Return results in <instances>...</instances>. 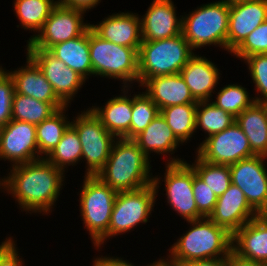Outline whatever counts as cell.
Wrapping results in <instances>:
<instances>
[{
	"mask_svg": "<svg viewBox=\"0 0 267 266\" xmlns=\"http://www.w3.org/2000/svg\"><path fill=\"white\" fill-rule=\"evenodd\" d=\"M1 177V190L14 197L21 211L48 215L56 206L65 182L64 172L46 158L10 167Z\"/></svg>",
	"mask_w": 267,
	"mask_h": 266,
	"instance_id": "obj_1",
	"label": "cell"
},
{
	"mask_svg": "<svg viewBox=\"0 0 267 266\" xmlns=\"http://www.w3.org/2000/svg\"><path fill=\"white\" fill-rule=\"evenodd\" d=\"M186 233L168 249L166 261L179 264L204 259L227 258L232 251V234L209 217L187 221Z\"/></svg>",
	"mask_w": 267,
	"mask_h": 266,
	"instance_id": "obj_2",
	"label": "cell"
},
{
	"mask_svg": "<svg viewBox=\"0 0 267 266\" xmlns=\"http://www.w3.org/2000/svg\"><path fill=\"white\" fill-rule=\"evenodd\" d=\"M150 162L133 139L116 138L96 176L116 192L140 189L153 183Z\"/></svg>",
	"mask_w": 267,
	"mask_h": 266,
	"instance_id": "obj_3",
	"label": "cell"
},
{
	"mask_svg": "<svg viewBox=\"0 0 267 266\" xmlns=\"http://www.w3.org/2000/svg\"><path fill=\"white\" fill-rule=\"evenodd\" d=\"M181 34L154 41L142 40L138 51V87L148 78L181 72L195 54Z\"/></svg>",
	"mask_w": 267,
	"mask_h": 266,
	"instance_id": "obj_4",
	"label": "cell"
},
{
	"mask_svg": "<svg viewBox=\"0 0 267 266\" xmlns=\"http://www.w3.org/2000/svg\"><path fill=\"white\" fill-rule=\"evenodd\" d=\"M229 10L230 3L219 0L182 15V35L194 51L211 45L227 51Z\"/></svg>",
	"mask_w": 267,
	"mask_h": 266,
	"instance_id": "obj_5",
	"label": "cell"
},
{
	"mask_svg": "<svg viewBox=\"0 0 267 266\" xmlns=\"http://www.w3.org/2000/svg\"><path fill=\"white\" fill-rule=\"evenodd\" d=\"M83 186L79 195L80 216L89 232L96 250L108 239V227L115 198L118 194L97 176H83Z\"/></svg>",
	"mask_w": 267,
	"mask_h": 266,
	"instance_id": "obj_6",
	"label": "cell"
},
{
	"mask_svg": "<svg viewBox=\"0 0 267 266\" xmlns=\"http://www.w3.org/2000/svg\"><path fill=\"white\" fill-rule=\"evenodd\" d=\"M89 53L93 77L117 79L128 88L138 84V52L134 48L104 40L89 27Z\"/></svg>",
	"mask_w": 267,
	"mask_h": 266,
	"instance_id": "obj_7",
	"label": "cell"
},
{
	"mask_svg": "<svg viewBox=\"0 0 267 266\" xmlns=\"http://www.w3.org/2000/svg\"><path fill=\"white\" fill-rule=\"evenodd\" d=\"M161 178L153 175V183L150 185L136 190L118 192L108 227V240L116 235L134 231L140 224L149 222L148 218L154 211Z\"/></svg>",
	"mask_w": 267,
	"mask_h": 266,
	"instance_id": "obj_8",
	"label": "cell"
},
{
	"mask_svg": "<svg viewBox=\"0 0 267 266\" xmlns=\"http://www.w3.org/2000/svg\"><path fill=\"white\" fill-rule=\"evenodd\" d=\"M74 118L71 126L78 133L81 142L82 161L86 162L85 175L96 176L108 160L116 137L105 129L90 107Z\"/></svg>",
	"mask_w": 267,
	"mask_h": 266,
	"instance_id": "obj_9",
	"label": "cell"
},
{
	"mask_svg": "<svg viewBox=\"0 0 267 266\" xmlns=\"http://www.w3.org/2000/svg\"><path fill=\"white\" fill-rule=\"evenodd\" d=\"M83 16V11L57 4L42 28L27 40L26 49L49 50L55 44L81 36L90 27Z\"/></svg>",
	"mask_w": 267,
	"mask_h": 266,
	"instance_id": "obj_10",
	"label": "cell"
},
{
	"mask_svg": "<svg viewBox=\"0 0 267 266\" xmlns=\"http://www.w3.org/2000/svg\"><path fill=\"white\" fill-rule=\"evenodd\" d=\"M204 137L195 153L206 162L231 165L255 155L247 136L236 122L221 132Z\"/></svg>",
	"mask_w": 267,
	"mask_h": 266,
	"instance_id": "obj_11",
	"label": "cell"
},
{
	"mask_svg": "<svg viewBox=\"0 0 267 266\" xmlns=\"http://www.w3.org/2000/svg\"><path fill=\"white\" fill-rule=\"evenodd\" d=\"M265 160L267 161L266 156L254 155L229 165L231 183L244 193L249 205L259 215L267 208V162Z\"/></svg>",
	"mask_w": 267,
	"mask_h": 266,
	"instance_id": "obj_12",
	"label": "cell"
},
{
	"mask_svg": "<svg viewBox=\"0 0 267 266\" xmlns=\"http://www.w3.org/2000/svg\"><path fill=\"white\" fill-rule=\"evenodd\" d=\"M165 195L170 208L186 221L201 219L193 194V167L187 162L165 165Z\"/></svg>",
	"mask_w": 267,
	"mask_h": 266,
	"instance_id": "obj_13",
	"label": "cell"
},
{
	"mask_svg": "<svg viewBox=\"0 0 267 266\" xmlns=\"http://www.w3.org/2000/svg\"><path fill=\"white\" fill-rule=\"evenodd\" d=\"M27 54L51 84L57 98L69 107L86 80L76 71L54 57L48 50L27 49ZM84 84V85H83Z\"/></svg>",
	"mask_w": 267,
	"mask_h": 266,
	"instance_id": "obj_14",
	"label": "cell"
},
{
	"mask_svg": "<svg viewBox=\"0 0 267 266\" xmlns=\"http://www.w3.org/2000/svg\"><path fill=\"white\" fill-rule=\"evenodd\" d=\"M39 159L36 125L11 120L0 128V160L10 167Z\"/></svg>",
	"mask_w": 267,
	"mask_h": 266,
	"instance_id": "obj_15",
	"label": "cell"
},
{
	"mask_svg": "<svg viewBox=\"0 0 267 266\" xmlns=\"http://www.w3.org/2000/svg\"><path fill=\"white\" fill-rule=\"evenodd\" d=\"M267 19V0H242L230 3L227 52L233 53Z\"/></svg>",
	"mask_w": 267,
	"mask_h": 266,
	"instance_id": "obj_16",
	"label": "cell"
},
{
	"mask_svg": "<svg viewBox=\"0 0 267 266\" xmlns=\"http://www.w3.org/2000/svg\"><path fill=\"white\" fill-rule=\"evenodd\" d=\"M258 215L247 202L244 193L231 183L229 188L218 196L215 208L209 218L233 235Z\"/></svg>",
	"mask_w": 267,
	"mask_h": 266,
	"instance_id": "obj_17",
	"label": "cell"
},
{
	"mask_svg": "<svg viewBox=\"0 0 267 266\" xmlns=\"http://www.w3.org/2000/svg\"><path fill=\"white\" fill-rule=\"evenodd\" d=\"M173 0H153L141 19L142 40L169 39L182 33V15L177 17Z\"/></svg>",
	"mask_w": 267,
	"mask_h": 266,
	"instance_id": "obj_18",
	"label": "cell"
},
{
	"mask_svg": "<svg viewBox=\"0 0 267 266\" xmlns=\"http://www.w3.org/2000/svg\"><path fill=\"white\" fill-rule=\"evenodd\" d=\"M90 27L104 40L139 51L142 35L141 19L137 13L120 11L103 18L99 24H90Z\"/></svg>",
	"mask_w": 267,
	"mask_h": 266,
	"instance_id": "obj_19",
	"label": "cell"
},
{
	"mask_svg": "<svg viewBox=\"0 0 267 266\" xmlns=\"http://www.w3.org/2000/svg\"><path fill=\"white\" fill-rule=\"evenodd\" d=\"M232 251L239 257L267 265V218L258 215L232 235Z\"/></svg>",
	"mask_w": 267,
	"mask_h": 266,
	"instance_id": "obj_20",
	"label": "cell"
},
{
	"mask_svg": "<svg viewBox=\"0 0 267 266\" xmlns=\"http://www.w3.org/2000/svg\"><path fill=\"white\" fill-rule=\"evenodd\" d=\"M220 69L204 56L194 54L182 68L180 74L184 78L193 98L197 101H211L212 93L218 91ZM214 90V91H213Z\"/></svg>",
	"mask_w": 267,
	"mask_h": 266,
	"instance_id": "obj_21",
	"label": "cell"
},
{
	"mask_svg": "<svg viewBox=\"0 0 267 266\" xmlns=\"http://www.w3.org/2000/svg\"><path fill=\"white\" fill-rule=\"evenodd\" d=\"M140 87L145 89L144 92L159 110L173 105L198 103L180 73L148 78Z\"/></svg>",
	"mask_w": 267,
	"mask_h": 266,
	"instance_id": "obj_22",
	"label": "cell"
},
{
	"mask_svg": "<svg viewBox=\"0 0 267 266\" xmlns=\"http://www.w3.org/2000/svg\"><path fill=\"white\" fill-rule=\"evenodd\" d=\"M121 89V95L107 100L105 106L100 107L95 104L90 109L109 133L116 138L130 139L133 96H131L132 93H128L130 88L121 87Z\"/></svg>",
	"mask_w": 267,
	"mask_h": 266,
	"instance_id": "obj_23",
	"label": "cell"
},
{
	"mask_svg": "<svg viewBox=\"0 0 267 266\" xmlns=\"http://www.w3.org/2000/svg\"><path fill=\"white\" fill-rule=\"evenodd\" d=\"M143 153L150 159L151 153L166 156L170 155L165 163H180L186 161L180 157L173 156L179 145H183L175 136L172 129L167 125L165 119L159 114L143 132L133 139ZM170 153V154H169ZM182 159V160H181Z\"/></svg>",
	"mask_w": 267,
	"mask_h": 266,
	"instance_id": "obj_24",
	"label": "cell"
},
{
	"mask_svg": "<svg viewBox=\"0 0 267 266\" xmlns=\"http://www.w3.org/2000/svg\"><path fill=\"white\" fill-rule=\"evenodd\" d=\"M25 56L24 66L16 70H6L14 81L15 92L46 103H62L37 64L28 55Z\"/></svg>",
	"mask_w": 267,
	"mask_h": 266,
	"instance_id": "obj_25",
	"label": "cell"
},
{
	"mask_svg": "<svg viewBox=\"0 0 267 266\" xmlns=\"http://www.w3.org/2000/svg\"><path fill=\"white\" fill-rule=\"evenodd\" d=\"M48 51L85 80L93 75L89 53V28L81 36L55 44Z\"/></svg>",
	"mask_w": 267,
	"mask_h": 266,
	"instance_id": "obj_26",
	"label": "cell"
},
{
	"mask_svg": "<svg viewBox=\"0 0 267 266\" xmlns=\"http://www.w3.org/2000/svg\"><path fill=\"white\" fill-rule=\"evenodd\" d=\"M247 136L251 151L267 157V103L255 102L235 121Z\"/></svg>",
	"mask_w": 267,
	"mask_h": 266,
	"instance_id": "obj_27",
	"label": "cell"
},
{
	"mask_svg": "<svg viewBox=\"0 0 267 266\" xmlns=\"http://www.w3.org/2000/svg\"><path fill=\"white\" fill-rule=\"evenodd\" d=\"M64 107L63 103H46L15 92L12 102V119L38 125Z\"/></svg>",
	"mask_w": 267,
	"mask_h": 266,
	"instance_id": "obj_28",
	"label": "cell"
},
{
	"mask_svg": "<svg viewBox=\"0 0 267 266\" xmlns=\"http://www.w3.org/2000/svg\"><path fill=\"white\" fill-rule=\"evenodd\" d=\"M67 108L68 106L59 109L51 117L36 125L39 159L45 158L58 145L64 132L71 125L65 113Z\"/></svg>",
	"mask_w": 267,
	"mask_h": 266,
	"instance_id": "obj_29",
	"label": "cell"
},
{
	"mask_svg": "<svg viewBox=\"0 0 267 266\" xmlns=\"http://www.w3.org/2000/svg\"><path fill=\"white\" fill-rule=\"evenodd\" d=\"M197 105L198 103L173 105L160 110L167 125L182 144L188 143L196 133Z\"/></svg>",
	"mask_w": 267,
	"mask_h": 266,
	"instance_id": "obj_30",
	"label": "cell"
},
{
	"mask_svg": "<svg viewBox=\"0 0 267 266\" xmlns=\"http://www.w3.org/2000/svg\"><path fill=\"white\" fill-rule=\"evenodd\" d=\"M14 11L21 28L38 32L48 19L52 9L57 5L55 0H14Z\"/></svg>",
	"mask_w": 267,
	"mask_h": 266,
	"instance_id": "obj_31",
	"label": "cell"
},
{
	"mask_svg": "<svg viewBox=\"0 0 267 266\" xmlns=\"http://www.w3.org/2000/svg\"><path fill=\"white\" fill-rule=\"evenodd\" d=\"M45 158L64 173L69 166L74 167L82 160L81 142L71 125L64 132L58 145Z\"/></svg>",
	"mask_w": 267,
	"mask_h": 266,
	"instance_id": "obj_32",
	"label": "cell"
},
{
	"mask_svg": "<svg viewBox=\"0 0 267 266\" xmlns=\"http://www.w3.org/2000/svg\"><path fill=\"white\" fill-rule=\"evenodd\" d=\"M236 121L231 113L217 107L211 101H200L196 108V132L199 128L209 137L227 129Z\"/></svg>",
	"mask_w": 267,
	"mask_h": 266,
	"instance_id": "obj_33",
	"label": "cell"
},
{
	"mask_svg": "<svg viewBox=\"0 0 267 266\" xmlns=\"http://www.w3.org/2000/svg\"><path fill=\"white\" fill-rule=\"evenodd\" d=\"M195 161L189 163L196 175L215 193L218 197L222 195L231 184V173L229 165L212 164L202 160L197 154Z\"/></svg>",
	"mask_w": 267,
	"mask_h": 266,
	"instance_id": "obj_34",
	"label": "cell"
},
{
	"mask_svg": "<svg viewBox=\"0 0 267 266\" xmlns=\"http://www.w3.org/2000/svg\"><path fill=\"white\" fill-rule=\"evenodd\" d=\"M246 89L237 83L225 85L216 92V99L214 101L211 100V102L222 110L231 113L234 117H237L246 108L255 103L254 97H251Z\"/></svg>",
	"mask_w": 267,
	"mask_h": 266,
	"instance_id": "obj_35",
	"label": "cell"
},
{
	"mask_svg": "<svg viewBox=\"0 0 267 266\" xmlns=\"http://www.w3.org/2000/svg\"><path fill=\"white\" fill-rule=\"evenodd\" d=\"M160 114L158 106L145 92H134L132 119L130 122V139L145 130V128Z\"/></svg>",
	"mask_w": 267,
	"mask_h": 266,
	"instance_id": "obj_36",
	"label": "cell"
},
{
	"mask_svg": "<svg viewBox=\"0 0 267 266\" xmlns=\"http://www.w3.org/2000/svg\"><path fill=\"white\" fill-rule=\"evenodd\" d=\"M243 61L247 64L248 72H250L248 74L252 78L256 94H258L254 96L255 102L267 103V53L255 54L244 58Z\"/></svg>",
	"mask_w": 267,
	"mask_h": 266,
	"instance_id": "obj_37",
	"label": "cell"
},
{
	"mask_svg": "<svg viewBox=\"0 0 267 266\" xmlns=\"http://www.w3.org/2000/svg\"><path fill=\"white\" fill-rule=\"evenodd\" d=\"M267 53V19L251 32L232 53L239 60L255 54Z\"/></svg>",
	"mask_w": 267,
	"mask_h": 266,
	"instance_id": "obj_38",
	"label": "cell"
},
{
	"mask_svg": "<svg viewBox=\"0 0 267 266\" xmlns=\"http://www.w3.org/2000/svg\"><path fill=\"white\" fill-rule=\"evenodd\" d=\"M15 93L14 81L6 68L0 65V128L12 120V102Z\"/></svg>",
	"mask_w": 267,
	"mask_h": 266,
	"instance_id": "obj_39",
	"label": "cell"
},
{
	"mask_svg": "<svg viewBox=\"0 0 267 266\" xmlns=\"http://www.w3.org/2000/svg\"><path fill=\"white\" fill-rule=\"evenodd\" d=\"M193 194L198 211L209 217L213 212L218 197L215 193L196 175L193 169Z\"/></svg>",
	"mask_w": 267,
	"mask_h": 266,
	"instance_id": "obj_40",
	"label": "cell"
},
{
	"mask_svg": "<svg viewBox=\"0 0 267 266\" xmlns=\"http://www.w3.org/2000/svg\"><path fill=\"white\" fill-rule=\"evenodd\" d=\"M14 238L6 237L5 241L0 244V266H24L23 258H20V253Z\"/></svg>",
	"mask_w": 267,
	"mask_h": 266,
	"instance_id": "obj_41",
	"label": "cell"
},
{
	"mask_svg": "<svg viewBox=\"0 0 267 266\" xmlns=\"http://www.w3.org/2000/svg\"><path fill=\"white\" fill-rule=\"evenodd\" d=\"M57 4L68 8L77 9L86 13L96 8L102 0H56Z\"/></svg>",
	"mask_w": 267,
	"mask_h": 266,
	"instance_id": "obj_42",
	"label": "cell"
},
{
	"mask_svg": "<svg viewBox=\"0 0 267 266\" xmlns=\"http://www.w3.org/2000/svg\"><path fill=\"white\" fill-rule=\"evenodd\" d=\"M94 260L92 261L93 264L92 266H136L133 263L129 262L127 259L124 260L123 257H115L112 256H99V257H95L93 258ZM156 261H153V263H151L150 265L147 264V266H152Z\"/></svg>",
	"mask_w": 267,
	"mask_h": 266,
	"instance_id": "obj_43",
	"label": "cell"
},
{
	"mask_svg": "<svg viewBox=\"0 0 267 266\" xmlns=\"http://www.w3.org/2000/svg\"><path fill=\"white\" fill-rule=\"evenodd\" d=\"M226 266H266V265L239 257L237 254L231 251L228 257L226 258Z\"/></svg>",
	"mask_w": 267,
	"mask_h": 266,
	"instance_id": "obj_44",
	"label": "cell"
},
{
	"mask_svg": "<svg viewBox=\"0 0 267 266\" xmlns=\"http://www.w3.org/2000/svg\"><path fill=\"white\" fill-rule=\"evenodd\" d=\"M178 266H226V258L197 260L185 262Z\"/></svg>",
	"mask_w": 267,
	"mask_h": 266,
	"instance_id": "obj_45",
	"label": "cell"
},
{
	"mask_svg": "<svg viewBox=\"0 0 267 266\" xmlns=\"http://www.w3.org/2000/svg\"><path fill=\"white\" fill-rule=\"evenodd\" d=\"M152 266H176L173 264L168 263L165 260V257L158 259Z\"/></svg>",
	"mask_w": 267,
	"mask_h": 266,
	"instance_id": "obj_46",
	"label": "cell"
},
{
	"mask_svg": "<svg viewBox=\"0 0 267 266\" xmlns=\"http://www.w3.org/2000/svg\"><path fill=\"white\" fill-rule=\"evenodd\" d=\"M221 1H225L226 3H233V2L242 1V0H221Z\"/></svg>",
	"mask_w": 267,
	"mask_h": 266,
	"instance_id": "obj_47",
	"label": "cell"
},
{
	"mask_svg": "<svg viewBox=\"0 0 267 266\" xmlns=\"http://www.w3.org/2000/svg\"><path fill=\"white\" fill-rule=\"evenodd\" d=\"M261 215L267 218V208Z\"/></svg>",
	"mask_w": 267,
	"mask_h": 266,
	"instance_id": "obj_48",
	"label": "cell"
}]
</instances>
